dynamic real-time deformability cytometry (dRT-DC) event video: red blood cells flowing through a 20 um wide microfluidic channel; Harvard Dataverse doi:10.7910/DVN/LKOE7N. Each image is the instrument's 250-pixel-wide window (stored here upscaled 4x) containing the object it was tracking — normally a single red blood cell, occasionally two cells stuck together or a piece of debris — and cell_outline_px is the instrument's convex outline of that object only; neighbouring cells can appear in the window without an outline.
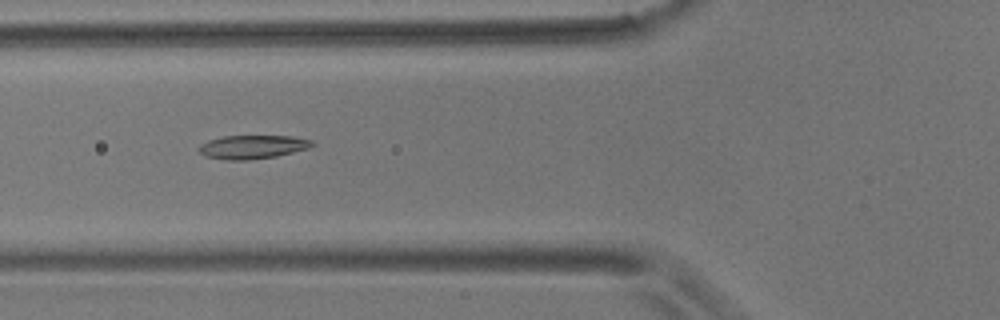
{"species": "common noctule bat (a hibernating species)", "species_latin": "Nyctalus noctula", "temperature_condition": "room temperature", "stored_images_in_passage": 6, "camera_frame_rate_fps": 3000, "um_per_image_px": 0.085, "animal": {"sex": "male", "body_mass_g": 17.9}, "frame": {"image": 1, "passage_image": 5, "time_ms": 4.667, "image_size_px": [1000, 320], "cell_outline_px": [[316, 144], [308, 148], [276, 156], [248, 160], [228, 160], [204, 156], [196, 148], [200, 144], [208, 140], [224, 136], [292, 136], [312, 140]], "centroid_in_image_um": [21.44, 12.48], "position_along_channel_um": 104.4, "area_um2": 15.61}}
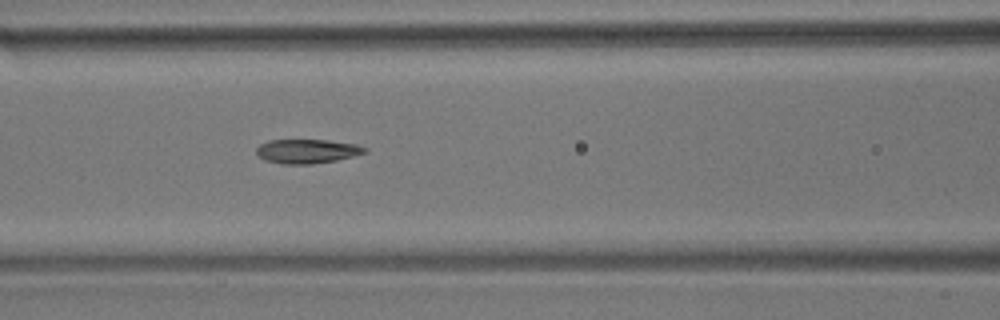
{"frame": {"image": 2, "passage_image": 6, "time_ms": 5.667, "image_size_px": [1000, 320], "cell_outline_px": [[368, 152], [336, 160], [312, 164], [284, 164], [264, 160], [256, 152], [256, 148], [260, 144], [268, 140], [328, 140], [356, 144], [368, 148]], "centroid_in_image_um": [26.11, 12.85], "position_along_channel_um": 140.5, "area_um2": 15.26}}